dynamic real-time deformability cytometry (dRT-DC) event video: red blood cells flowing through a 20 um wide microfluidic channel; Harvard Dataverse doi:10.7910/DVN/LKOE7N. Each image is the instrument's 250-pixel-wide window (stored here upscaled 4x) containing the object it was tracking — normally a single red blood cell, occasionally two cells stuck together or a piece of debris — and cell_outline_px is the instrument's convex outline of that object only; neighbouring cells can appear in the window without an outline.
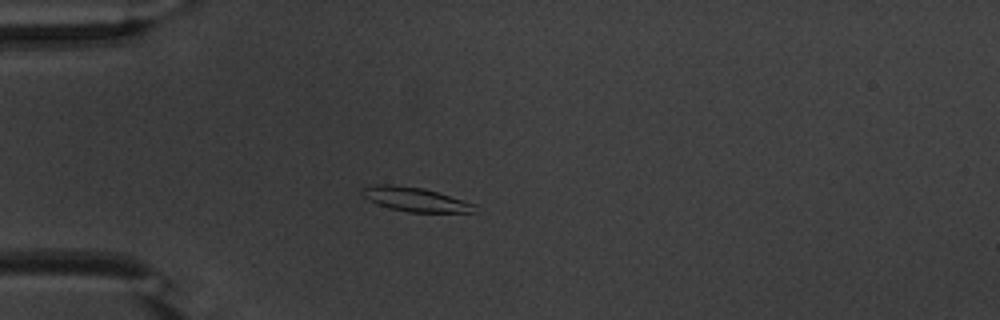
{"species": "common noctule bat (a hibernating species)", "species_latin": "Nyctalus noctula", "temperature_condition": "warm", "stored_images_in_passage": 54, "camera_frame_rate_fps": 3000, "um_per_image_px": 0.085, "animal": {"sex": "male", "body_mass_g": 20.1, "forearm_length_mm": 53.5}, "frame": {"image": 1, "passage_image": 15, "time_ms": 4.667, "image_size_px": [1000, 320], "cell_outline_px": [[476, 212], [408, 212], [376, 204], [368, 200], [360, 192], [360, 188], [376, 184], [396, 184], [424, 188], [476, 204]], "centroid_in_image_um": [35.26, 16.93], "position_along_channel_um": 49.7, "area_um2": 15.9}}
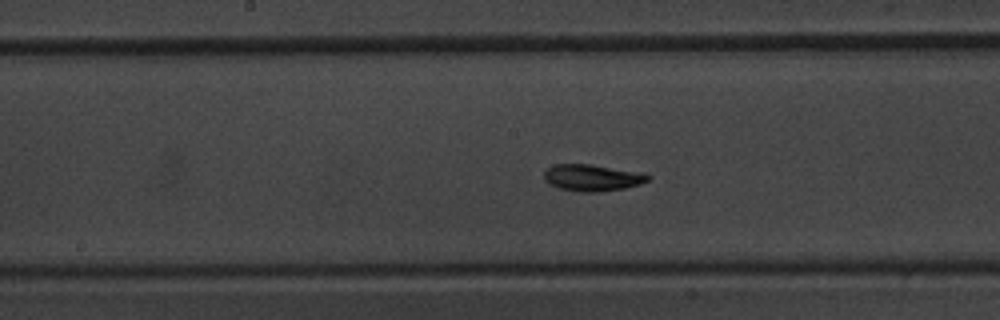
{"frame": {"image": 2, "passage_image": 28, "time_ms": 9.0, "image_size_px": [1000, 320], "cell_outline_px": [[652, 176], [648, 180], [640, 184], [624, 188], [596, 192], [576, 192], [560, 188], [548, 184], [544, 180], [544, 172], [548, 168], [556, 164], [592, 164], [636, 172]], "centroid_in_image_um": [50.29, 15.11], "position_along_channel_um": 197.9, "area_um2": 16.01}}
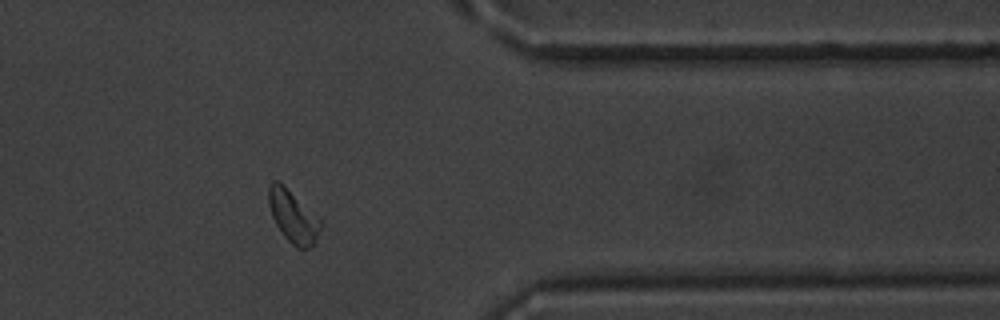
{"frame": {"image": 3, "passage_image": 44, "time_ms": 14.333, "image_size_px": [1000, 320], "cell_outline_px": [[324, 224], [316, 240], [308, 248], [296, 248], [284, 236], [276, 224], [272, 216], [268, 204], [268, 188], [272, 180], [276, 180], [284, 184], [320, 216], [324, 220]], "centroid_in_image_um": [24.96, 18.36], "position_along_channel_um": 386.4, "area_um2": 16.36}, "authors_computed_cell_mechanics": {"area_um2": 15.7794, "velocity_mm_per_s": 3.7781, "shape_relaxation_time_tau1_ms": 2.0225, "shape_relaxation_time_tau2_ms": 5.9607, "deformation_change_tau1": 0.1111, "deformation_change_tau2": 0.1145}}